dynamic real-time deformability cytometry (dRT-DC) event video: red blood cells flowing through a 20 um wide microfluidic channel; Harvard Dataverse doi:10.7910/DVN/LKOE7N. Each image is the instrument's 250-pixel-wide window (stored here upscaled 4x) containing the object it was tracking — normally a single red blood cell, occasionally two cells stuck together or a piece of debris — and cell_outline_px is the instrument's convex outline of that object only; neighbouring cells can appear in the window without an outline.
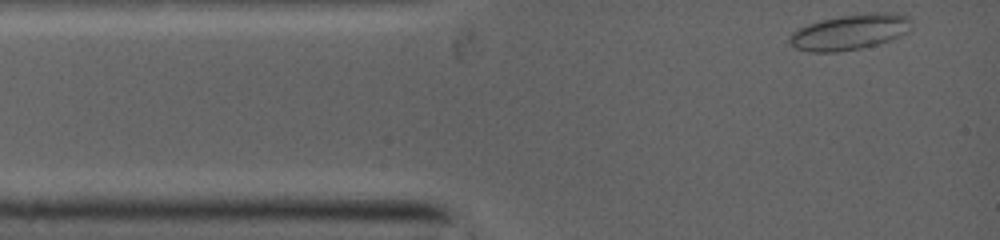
{"species": "common noctule bat (a hibernating species)", "species_latin": "Nyctalus noctula", "temperature_condition": "warm", "stored_images_in_passage": 26, "camera_frame_rate_fps": 5000, "um_per_image_px": 0.085, "animal": {"sex": "female", "body_mass_g": 19.0, "forearm_length_mm": 53.3}, "frame": {"image": 1, "passage_image": 1, "time_ms": 0.0, "image_size_px": [1000, 240], "cell_outline_px": [[908, 20], [904, 32], [888, 40], [860, 48], [836, 52], [812, 52], [796, 48], [788, 40], [800, 28], [824, 20], [844, 16], [904, 16]], "centroid_in_image_um": [72.06, 2.81], "position_along_channel_um": 12.9, "area_um2": 22.66}}
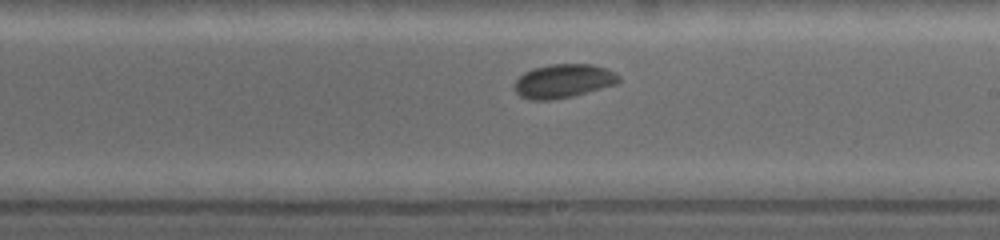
{"frame": {"image": 2, "passage_image": 16, "time_ms": 6.2, "image_size_px": [1000, 240], "cell_outline_px": [[620, 80], [616, 84], [568, 96], [548, 100], [532, 100], [520, 96], [516, 92], [516, 80], [524, 72], [532, 68], [552, 64], [592, 64], [604, 68], [620, 76]], "centroid_in_image_um": [47.86, 6.87], "position_along_channel_um": 241.1, "area_um2": 20.0}}
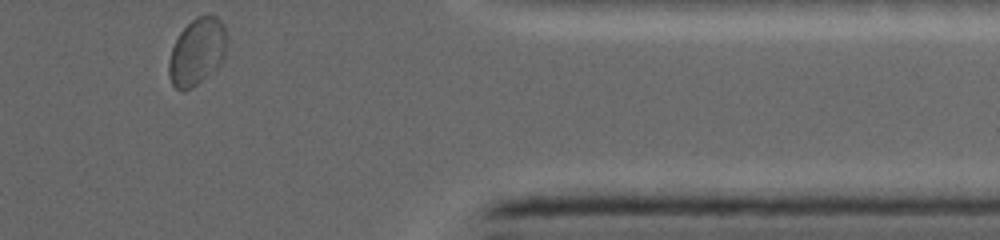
{"frame": {"image": 3, "passage_image": 26, "time_ms": 10.2, "image_size_px": [1000, 240], "cell_outline_px": [[224, 56], [192, 88], [180, 92], [172, 84], [168, 72], [168, 64], [172, 48], [180, 32], [196, 16], [208, 12], [216, 16], [224, 24]], "centroid_in_image_um": [16.69, 4.34], "position_along_channel_um": 394.7, "area_um2": 21.91}}